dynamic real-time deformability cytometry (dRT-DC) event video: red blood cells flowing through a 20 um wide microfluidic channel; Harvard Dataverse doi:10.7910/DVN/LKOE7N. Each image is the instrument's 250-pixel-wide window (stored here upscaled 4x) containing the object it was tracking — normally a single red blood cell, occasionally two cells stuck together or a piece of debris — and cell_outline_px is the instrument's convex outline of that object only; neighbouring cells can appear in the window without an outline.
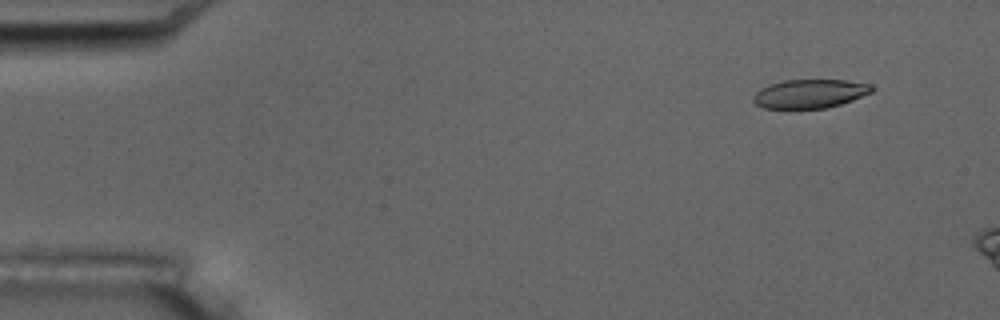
{"species": "common noctule bat (a hibernating species)", "species_latin": "Nyctalus noctula", "temperature_condition": "room temperature", "stored_images_in_passage": 4, "camera_frame_rate_fps": 3000, "um_per_image_px": 0.085, "animal": {"sex": "male", "body_mass_g": 17.5, "forearm_length_mm": 52.3}, "frame": {"image": 1, "passage_image": 2, "time_ms": 1.333, "image_size_px": [1000, 320], "cell_outline_px": [[872, 92], [852, 100], [840, 104], [824, 108], [788, 112], [764, 108], [756, 104], [752, 100], [752, 96], [760, 88], [784, 80], [848, 80], [872, 84]], "centroid_in_image_um": [68.77, 8.01], "position_along_channel_um": 16.2, "area_um2": 20.63}}